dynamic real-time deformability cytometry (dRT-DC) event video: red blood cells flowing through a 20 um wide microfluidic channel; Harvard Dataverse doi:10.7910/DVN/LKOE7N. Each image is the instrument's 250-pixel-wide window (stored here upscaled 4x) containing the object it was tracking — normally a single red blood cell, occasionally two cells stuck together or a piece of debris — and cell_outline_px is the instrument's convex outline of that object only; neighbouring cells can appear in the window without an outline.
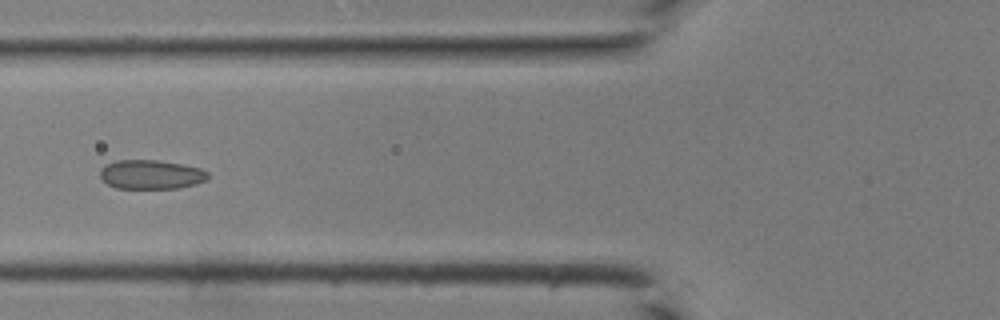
{"species": "common noctule bat (a hibernating species)", "species_latin": "Nyctalus noctula", "temperature_condition": "room temperature", "stored_images_in_passage": 41, "camera_frame_rate_fps": 3000, "um_per_image_px": 0.085, "animal": {"sex": "male", "body_mass_g": 19.0, "forearm_length_mm": 50.8}, "frame": {"image": 1, "passage_image": 16, "time_ms": 5.0, "image_size_px": [1000, 320], "cell_outline_px": [[208, 180], [196, 184], [176, 188], [116, 188], [108, 184], [100, 176], [100, 168], [104, 164], [116, 160], [156, 160], [180, 164], [200, 168], [208, 172]], "centroid_in_image_um": [12.82, 14.83], "position_along_channel_um": 113.0, "area_um2": 18.32}}
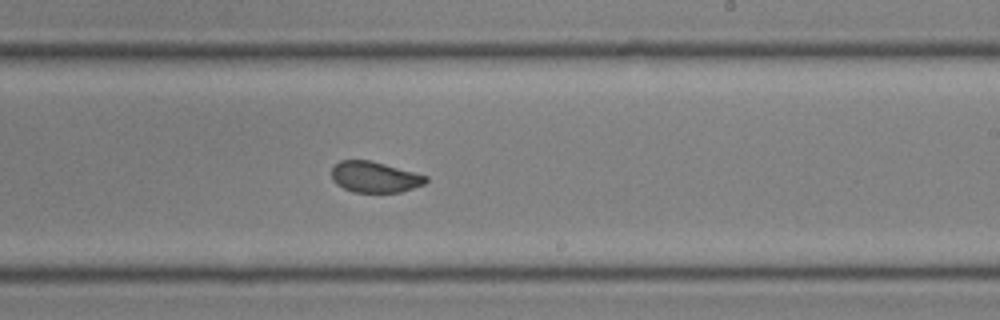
{"frame": {"image": 2, "passage_image": 25, "time_ms": 8.0, "image_size_px": [1000, 320], "cell_outline_px": [[428, 180], [424, 184], [400, 192], [352, 192], [336, 184], [332, 180], [332, 168], [340, 160], [368, 160], [384, 164], [428, 176]], "centroid_in_image_um": [31.83, 15.05], "position_along_channel_um": 257.2, "area_um2": 16.82}}
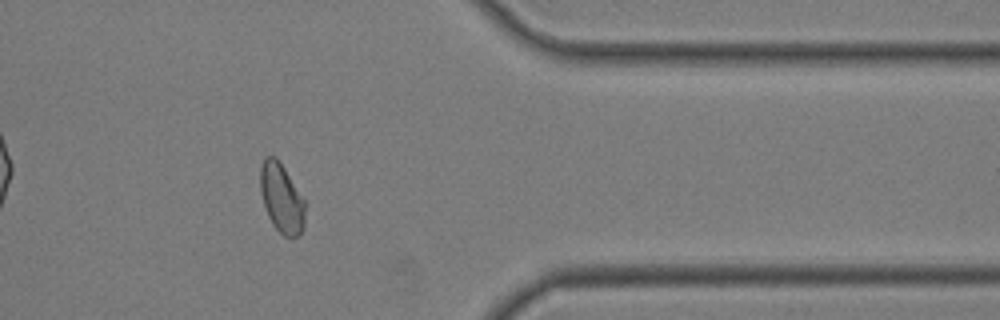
{"frame": {"image": 3, "passage_image": 34, "time_ms": 11.0, "image_size_px": [1000, 320], "cell_outline_px": [[304, 228], [296, 236], [284, 236], [272, 224], [268, 216], [260, 192], [260, 168], [264, 156], [276, 156], [284, 168], [304, 200]], "centroid_in_image_um": [23.9, 16.82], "position_along_channel_um": 387.5, "area_um2": 17.8}}